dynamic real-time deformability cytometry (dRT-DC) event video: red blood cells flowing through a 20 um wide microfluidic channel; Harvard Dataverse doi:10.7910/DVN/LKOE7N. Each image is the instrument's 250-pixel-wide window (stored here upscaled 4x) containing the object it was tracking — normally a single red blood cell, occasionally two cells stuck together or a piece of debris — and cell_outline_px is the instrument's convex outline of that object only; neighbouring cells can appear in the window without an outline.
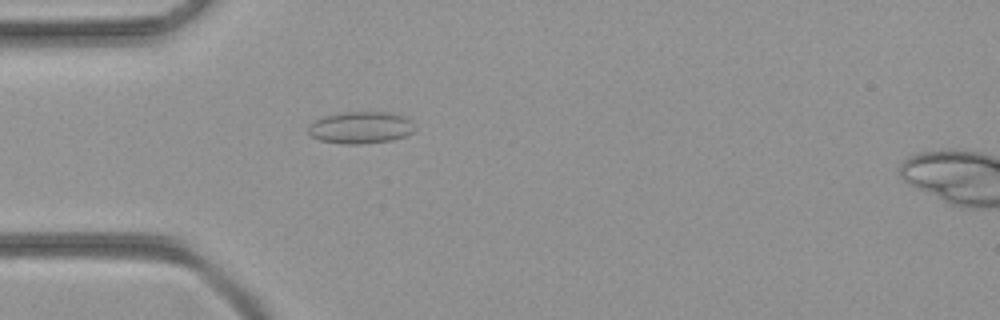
{"species": "common noctule bat (a hibernating species)", "species_latin": "Nyctalus noctula", "temperature_condition": "room temperature", "stored_images_in_passage": 41, "camera_frame_rate_fps": 3000, "um_per_image_px": 0.085, "animal": {"sex": "female", "body_mass_g": 21.9}, "frame": {"image": 1, "passage_image": 9, "time_ms": 2.667, "image_size_px": [1000, 320], "cell_outline_px": [[416, 128], [412, 132], [404, 136], [392, 140], [360, 144], [344, 144], [320, 140], [312, 136], [308, 132], [308, 124], [316, 120], [340, 112], [384, 112], [408, 116]], "centroid_in_image_um": [30.68, 10.84], "position_along_channel_um": 54.3, "area_um2": 19.83}}
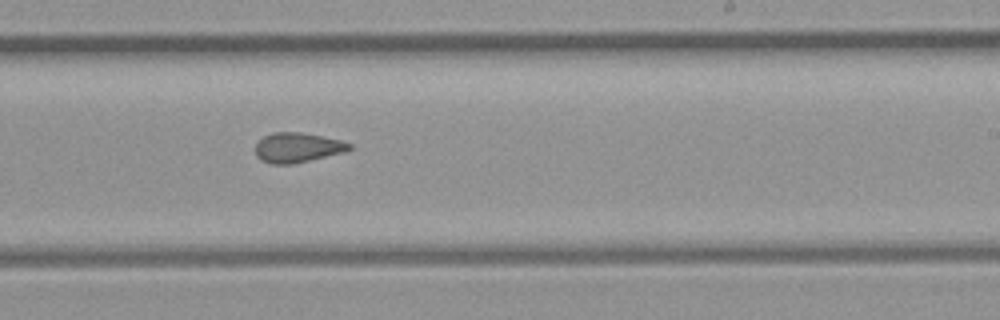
{"frame": {"image": 2, "passage_image": 23, "time_ms": 7.333, "image_size_px": [1000, 320], "cell_outline_px": [[352, 148], [344, 152], [292, 164], [272, 164], [260, 160], [256, 156], [256, 144], [264, 136], [272, 132], [300, 132], [340, 140], [352, 144]], "centroid_in_image_um": [25.26, 12.54], "position_along_channel_um": 263.7, "area_um2": 16.18}}
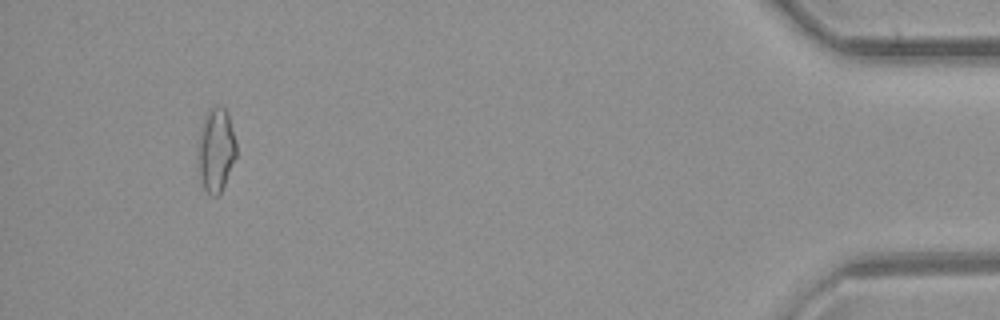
{"frame": {"image": 3, "passage_image": 38, "time_ms": 12.333, "image_size_px": [1000, 320], "cell_outline_px": [[236, 156], [224, 184], [220, 192], [216, 196], [212, 196], [204, 188], [200, 176], [200, 136], [204, 120], [208, 108], [212, 104], [220, 104], [228, 112], [236, 140]], "centroid_in_image_um": [18.41, 12.66], "position_along_channel_um": 416.8, "area_um2": 18.21}}